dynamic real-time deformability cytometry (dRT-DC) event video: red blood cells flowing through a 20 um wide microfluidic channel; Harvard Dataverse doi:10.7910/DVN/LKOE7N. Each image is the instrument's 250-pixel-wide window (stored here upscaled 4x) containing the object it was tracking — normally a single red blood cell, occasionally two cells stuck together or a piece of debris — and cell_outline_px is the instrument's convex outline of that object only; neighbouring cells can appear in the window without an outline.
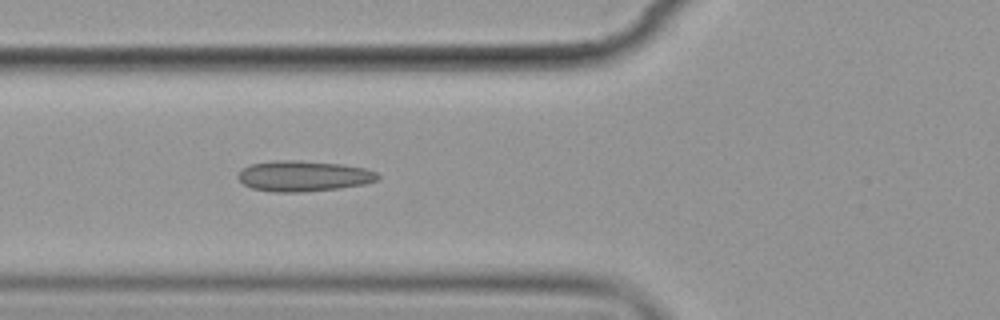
{"species": "common noctule bat (a hibernating species)", "species_latin": "Nyctalus noctula", "temperature_condition": "cold", "stored_images_in_passage": 2, "camera_frame_rate_fps": 3000, "um_per_image_px": 0.085, "animal": {"sex": "female", "body_mass_g": 19.9}, "frame": {"image": 1, "passage_image": 2, "time_ms": 1.0, "image_size_px": [1000, 320], "cell_outline_px": [[380, 176], [376, 180], [364, 184], [340, 188], [304, 192], [272, 192], [252, 188], [244, 184], [236, 176], [244, 168], [252, 164], [276, 160], [300, 160], [340, 164], [364, 168], [376, 172]], "centroid_in_image_um": [25.79, 14.97], "position_along_channel_um": 100.0, "area_um2": 24.85}}